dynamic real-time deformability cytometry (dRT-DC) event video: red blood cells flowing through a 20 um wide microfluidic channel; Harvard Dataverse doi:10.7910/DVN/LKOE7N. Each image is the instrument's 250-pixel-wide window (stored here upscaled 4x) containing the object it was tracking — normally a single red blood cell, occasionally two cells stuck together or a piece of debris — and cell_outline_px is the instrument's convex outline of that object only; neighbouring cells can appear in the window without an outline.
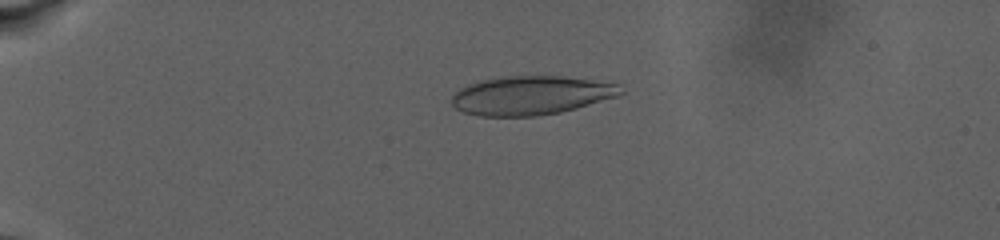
{"species": "human", "species_latin": "Homo sapiens", "temperature_condition": "warm", "stored_images_in_passage": 40, "camera_frame_rate_fps": 3000, "um_per_image_px": 0.085, "donor": {"sex": "male"}, "frame": {"image": 1, "passage_image": 4, "time_ms": 3.0, "image_size_px": [1000, 240], "cell_outline_px": [[624, 92], [620, 96], [576, 108], [560, 112], [540, 116], [480, 116], [464, 112], [456, 108], [452, 104], [452, 96], [460, 88], [476, 80], [508, 76], [560, 76], [620, 84]], "centroid_in_image_um": [45.15, 8.11], "position_along_channel_um": 39.9, "area_um2": 38.38}}
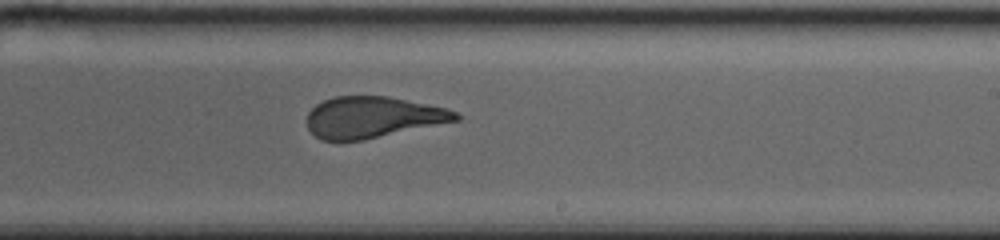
{"frame": {"image": 2, "passage_image": 21, "time_ms": 14.333, "image_size_px": [1000, 240], "cell_outline_px": [[460, 120], [364, 140], [320, 140], [308, 128], [308, 112], [316, 104], [324, 100], [336, 96], [388, 96], [448, 108], [456, 112], [460, 116]], "centroid_in_image_um": [31.7, 9.96], "position_along_channel_um": 257.3, "area_um2": 35.72}}
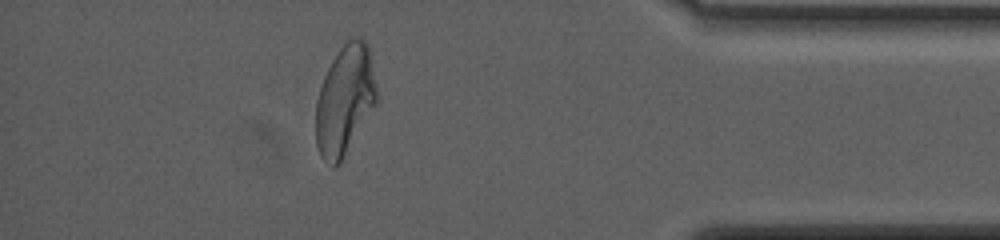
{"frame": {"image": 3, "passage_image": 35, "time_ms": 21.333, "image_size_px": [1000, 240], "cell_outline_px": [[380, 100], [340, 164], [332, 168], [320, 156], [316, 144], [316, 100], [324, 76], [332, 60], [340, 48], [348, 40], [360, 36], [368, 44]], "centroid_in_image_um": [29.34, 8.55], "position_along_channel_um": 405.9, "area_um2": 39.59}}